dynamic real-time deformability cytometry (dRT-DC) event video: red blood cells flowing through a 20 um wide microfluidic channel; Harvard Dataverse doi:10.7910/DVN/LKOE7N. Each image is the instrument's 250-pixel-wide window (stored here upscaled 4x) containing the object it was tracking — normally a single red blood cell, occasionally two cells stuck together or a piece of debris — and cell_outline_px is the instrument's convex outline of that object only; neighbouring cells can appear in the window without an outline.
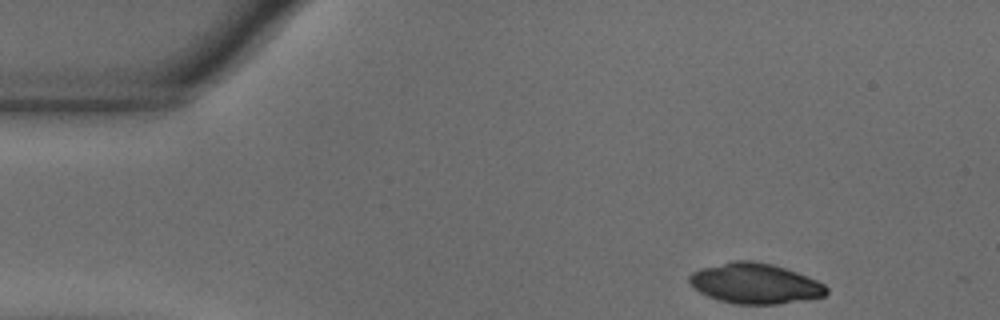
{"species": "common noctule bat (a hibernating species)", "species_latin": "Nyctalus noctula", "temperature_condition": "warm", "stored_images_in_passage": 11, "camera_frame_rate_fps": 3000, "um_per_image_px": 0.085, "animal": {"sex": "male", "body_mass_g": 18.8}, "frame": {"image": 1, "passage_image": 1, "time_ms": 0.0, "image_size_px": [1000, 320], "cell_outline_px": [[828, 292], [824, 296], [804, 300], [776, 304], [736, 304], [720, 300], [708, 296], [700, 292], [688, 280], [688, 276], [692, 272], [700, 268], [732, 260], [752, 260], [772, 264], [796, 272], [816, 280], [824, 284], [828, 288]], "centroid_in_image_um": [64.17, 24.08], "position_along_channel_um": 20.8, "area_um2": 32.14}}
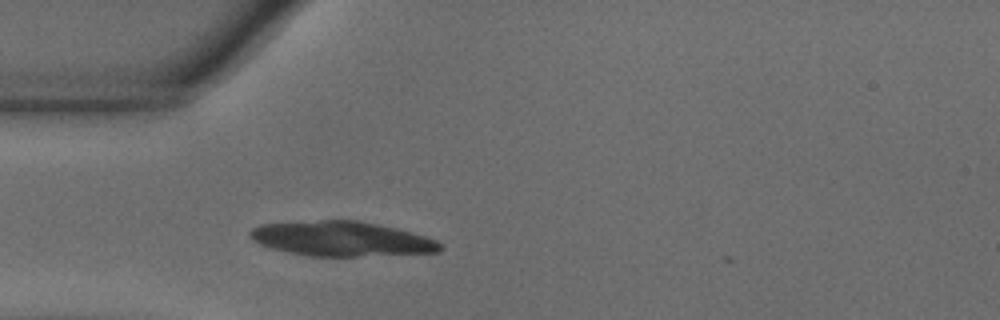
{"frame": {"image": 2, "passage_image": 10, "time_ms": 3.0, "image_size_px": [1000, 320], "cell_outline_px": [[444, 248], [440, 252], [356, 256], [308, 256], [288, 252], [272, 248], [260, 244], [252, 240], [248, 236], [248, 232], [252, 228], [260, 224], [320, 220], [356, 220], [396, 228], [412, 232], [436, 240]], "centroid_in_image_um": [29.0, 20.29], "position_along_channel_um": 56.0, "area_um2": 38.44}}